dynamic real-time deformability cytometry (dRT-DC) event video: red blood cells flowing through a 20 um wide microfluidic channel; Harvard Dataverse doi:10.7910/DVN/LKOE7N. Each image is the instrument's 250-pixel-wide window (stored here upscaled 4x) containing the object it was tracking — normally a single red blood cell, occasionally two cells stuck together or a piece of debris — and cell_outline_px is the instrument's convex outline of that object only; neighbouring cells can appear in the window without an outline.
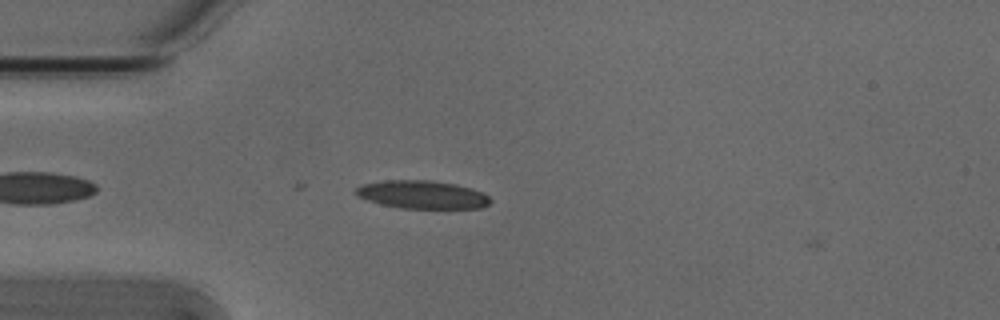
{"species": "Egyptian fruit bat (a non-hibernating species)", "species_latin": "Rousettus aegyptiacus", "temperature_condition": "cold", "stored_images_in_passage": 5, "camera_frame_rate_fps": 3000, "um_per_image_px": 0.085, "animal": {"sex": "male"}, "frame": {"image": 1, "passage_image": 4, "time_ms": 1.0, "image_size_px": [1000, 320], "cell_outline_px": [[492, 200], [488, 204], [480, 208], [400, 208], [380, 204], [356, 196], [352, 192], [360, 184], [384, 180], [428, 180], [456, 184], [472, 188], [484, 192]], "centroid_in_image_um": [35.85, 16.53], "position_along_channel_um": 49.1, "area_um2": 22.25}}